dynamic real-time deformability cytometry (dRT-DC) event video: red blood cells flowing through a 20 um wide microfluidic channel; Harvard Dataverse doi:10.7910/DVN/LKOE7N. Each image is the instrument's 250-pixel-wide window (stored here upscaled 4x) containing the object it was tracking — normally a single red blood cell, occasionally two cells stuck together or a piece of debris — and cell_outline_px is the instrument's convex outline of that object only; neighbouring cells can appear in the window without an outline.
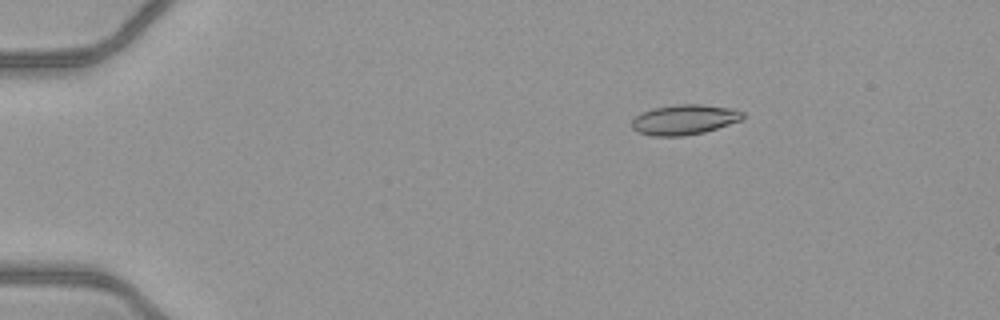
{"species": "common noctule bat (a hibernating species)", "species_latin": "Nyctalus noctula", "temperature_condition": "warm", "stored_images_in_passage": 45, "camera_frame_rate_fps": 3000, "um_per_image_px": 0.085, "animal": {"sex": "female", "body_mass_g": 21.9}, "frame": {"image": 1, "passage_image": 3, "time_ms": 0.667, "image_size_px": [1000, 320], "cell_outline_px": [[744, 120], [704, 132], [684, 136], [652, 136], [636, 132], [632, 128], [632, 120], [636, 116], [652, 108], [676, 104], [704, 104], [732, 108], [744, 112]], "centroid_in_image_um": [58.2, 10.17], "position_along_channel_um": 26.8, "area_um2": 19.71}}
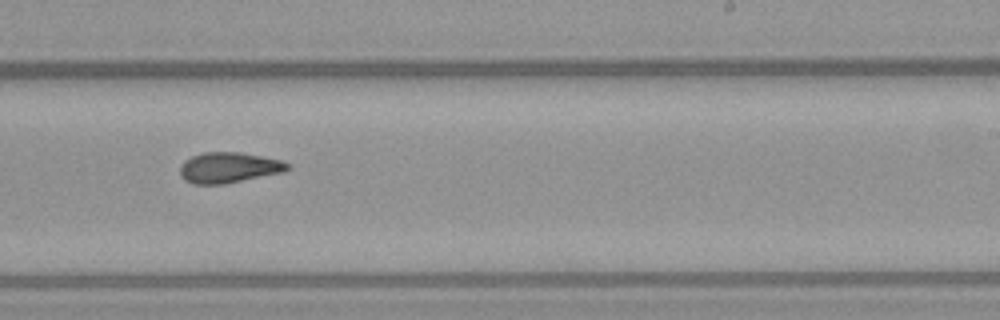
{"frame": {"image": 2, "passage_image": 27, "time_ms": 8.667, "image_size_px": [1000, 320], "cell_outline_px": [[292, 168], [284, 172], [224, 184], [192, 184], [184, 180], [180, 176], [180, 164], [184, 160], [192, 156], [204, 152], [240, 152], [284, 160], [292, 164]], "centroid_in_image_um": [19.48, 14.24], "position_along_channel_um": 269.5, "area_um2": 19.54}}
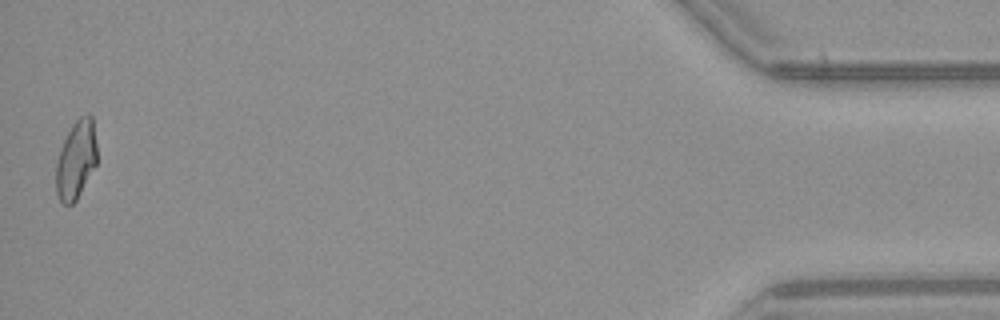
{"frame": {"image": 3, "passage_image": 45, "time_ms": 14.667, "image_size_px": [1000, 320], "cell_outline_px": [[96, 164], [76, 200], [72, 204], [64, 204], [60, 200], [56, 192], [56, 164], [64, 140], [72, 124], [80, 116], [88, 112], [92, 116], [96, 144]], "centroid_in_image_um": [6.47, 13.55], "position_along_channel_um": 428.7, "area_um2": 18.44}, "authors_computed_cell_mechanics": {"area_um2": 19.074, "velocity_mm_per_s": 4.1187, "shape_relaxation_time_tau1_ms": null, "shape_relaxation_time_tau2_ms": 2.2604, "deformation_change_tau1": null, "deformation_change_tau2": 0.1017}}